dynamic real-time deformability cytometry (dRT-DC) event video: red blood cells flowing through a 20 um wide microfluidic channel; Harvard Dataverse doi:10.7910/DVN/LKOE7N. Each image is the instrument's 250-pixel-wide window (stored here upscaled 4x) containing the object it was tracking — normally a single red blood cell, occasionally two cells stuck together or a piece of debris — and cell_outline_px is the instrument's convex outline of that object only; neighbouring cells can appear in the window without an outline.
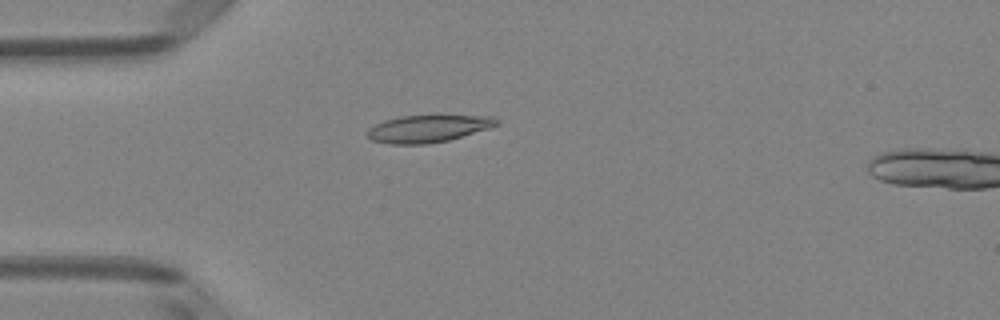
{"species": "Egyptian fruit bat (a non-hibernating species)", "species_latin": "Rousettus aegyptiacus", "temperature_condition": "room temperature", "stored_images_in_passage": 5, "camera_frame_rate_fps": 3000, "um_per_image_px": 0.085, "animal": {"sex": "female"}, "frame": {"image": 1, "passage_image": 4, "time_ms": 1.0, "image_size_px": [1000, 320], "cell_outline_px": [[500, 124], [488, 128], [448, 140], [428, 144], [388, 144], [372, 140], [364, 132], [368, 128], [384, 120], [400, 116], [492, 116], [500, 120]], "centroid_in_image_um": [36.34, 10.94], "position_along_channel_um": 48.7, "area_um2": 20.4}}